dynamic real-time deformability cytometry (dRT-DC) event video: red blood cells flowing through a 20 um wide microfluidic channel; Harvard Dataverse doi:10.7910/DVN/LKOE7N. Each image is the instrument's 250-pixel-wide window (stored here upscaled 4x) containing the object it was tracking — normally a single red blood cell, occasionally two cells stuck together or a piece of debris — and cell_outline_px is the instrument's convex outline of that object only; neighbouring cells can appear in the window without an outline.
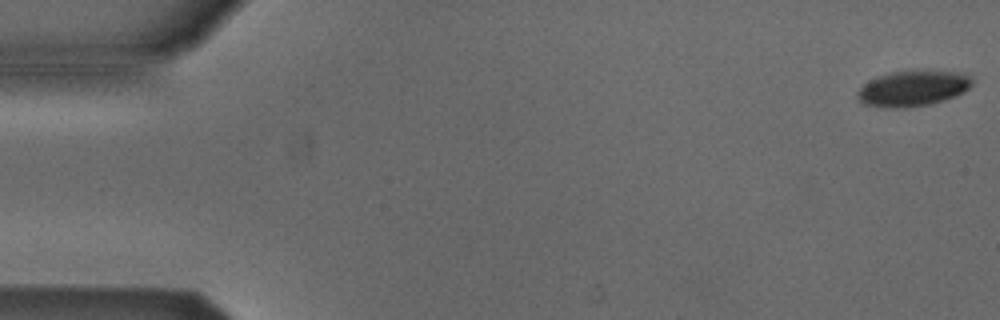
{"species": "Egyptian fruit bat (a non-hibernating species)", "species_latin": "Rousettus aegyptiacus", "temperature_condition": "cold", "stored_images_in_passage": 6, "segment_of_instrument_passage": [1, 2], "camera_frame_rate_fps": 3000, "um_per_image_px": 0.085, "animal": {"sex": "male"}, "frame": {"image": 1, "passage_image": 1, "time_ms": 0.0, "image_size_px": [1000, 320], "cell_outline_px": [[972, 84], [964, 92], [956, 96], [944, 100], [928, 104], [904, 108], [896, 108], [864, 104], [860, 100], [856, 92], [868, 80], [892, 72], [952, 72], [968, 76], [972, 80]], "centroid_in_image_um": [77.57, 7.54], "position_along_channel_um": 7.4, "area_um2": 23.0}}
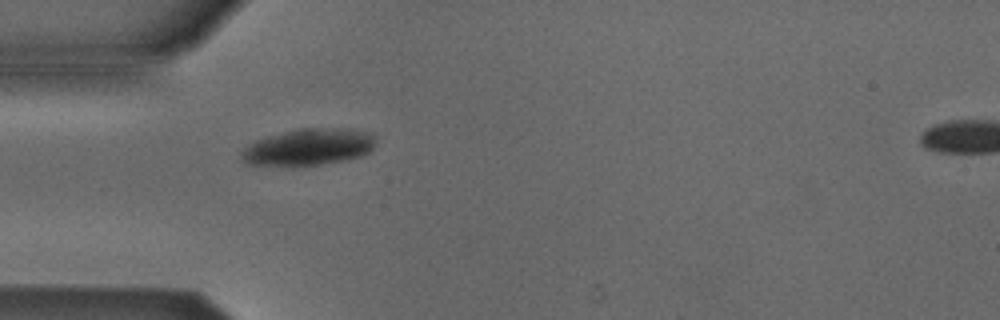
{"frame": {"image": 2, "passage_image": 5, "time_ms": 5.0, "image_size_px": [1000, 320], "cell_outline_px": [[376, 136], [372, 148], [368, 152], [360, 156], [344, 160], [320, 164], [248, 164], [240, 156], [240, 152], [248, 144], [256, 140], [268, 136], [300, 128], [352, 128], [372, 132]], "centroid_in_image_um": [26.28, 12.45], "position_along_channel_um": 58.7, "area_um2": 28.26}}